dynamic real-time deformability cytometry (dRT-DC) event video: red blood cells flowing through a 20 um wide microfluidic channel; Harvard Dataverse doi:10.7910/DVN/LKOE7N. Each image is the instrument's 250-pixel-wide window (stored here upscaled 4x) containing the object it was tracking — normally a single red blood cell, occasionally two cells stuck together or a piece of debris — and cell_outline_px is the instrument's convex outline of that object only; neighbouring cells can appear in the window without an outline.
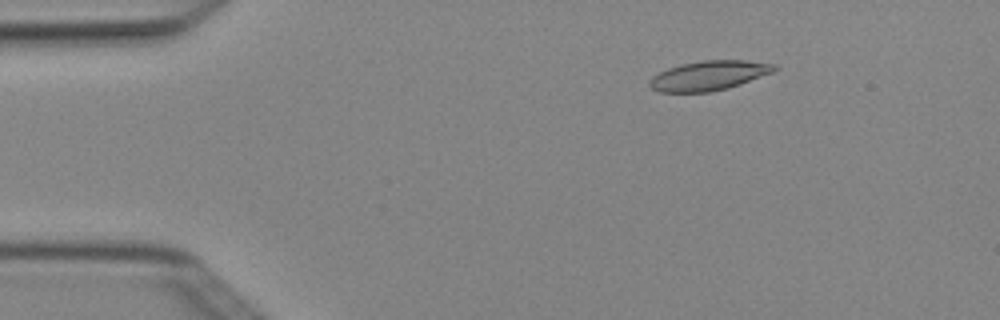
{"species": "Egyptian fruit bat (a non-hibernating species)", "species_latin": "Rousettus aegyptiacus", "temperature_condition": "cold", "stored_images_in_passage": 6, "camera_frame_rate_fps": 3000, "um_per_image_px": 0.085, "animal": {"sex": "female"}, "frame": {"image": 1, "passage_image": 3, "time_ms": 0.667, "image_size_px": [1000, 320], "cell_outline_px": [[780, 68], [772, 72], [740, 84], [728, 88], [708, 92], [660, 92], [652, 88], [648, 84], [648, 80], [652, 76], [668, 68], [680, 64], [704, 60], [744, 60], [776, 64]], "centroid_in_image_um": [60.25, 6.42], "position_along_channel_um": 24.8, "area_um2": 21.5}}
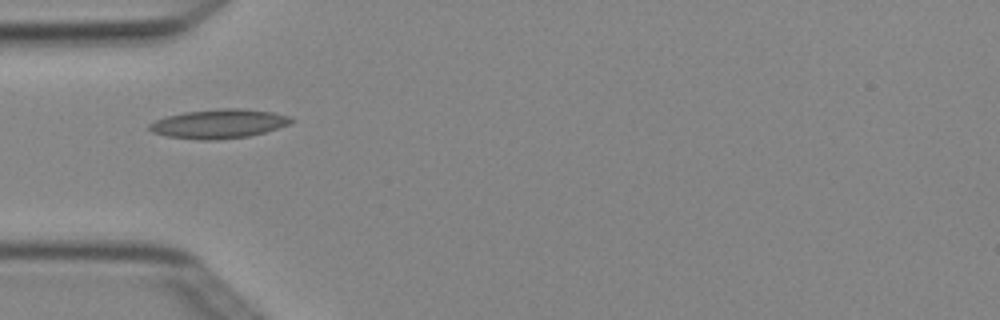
{"frame": {"image": 2, "passage_image": 5, "time_ms": 1.333, "image_size_px": [1000, 320], "cell_outline_px": [[292, 120], [288, 124], [264, 132], [248, 136], [216, 140], [200, 140], [168, 136], [152, 132], [148, 128], [148, 124], [156, 120], [168, 116], [184, 112], [220, 108], [240, 108], [272, 112], [288, 116]], "centroid_in_image_um": [18.56, 10.52], "position_along_channel_um": 66.4, "area_um2": 23.76}}
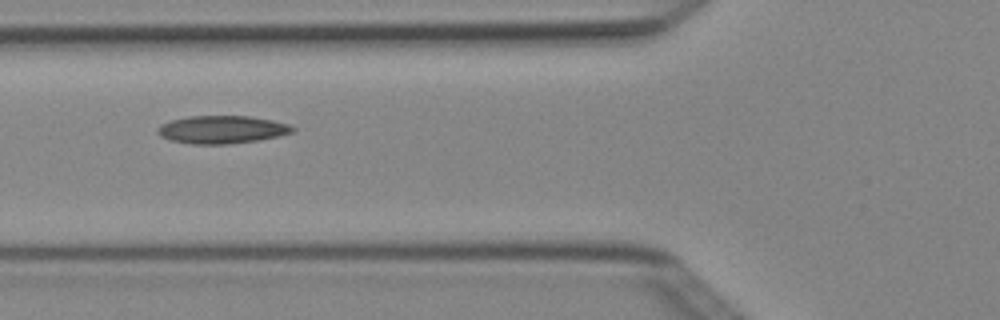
{"frame": {"image": 3, "passage_image": 6, "time_ms": 1.667, "image_size_px": [1000, 320], "cell_outline_px": [[296, 132], [280, 136], [260, 140], [228, 144], [192, 144], [168, 140], [160, 136], [156, 132], [156, 128], [160, 124], [172, 120], [188, 116], [248, 116], [272, 120], [288, 124], [296, 128]], "centroid_in_image_um": [18.86, 11.02], "position_along_channel_um": 106.9, "area_um2": 22.2}}